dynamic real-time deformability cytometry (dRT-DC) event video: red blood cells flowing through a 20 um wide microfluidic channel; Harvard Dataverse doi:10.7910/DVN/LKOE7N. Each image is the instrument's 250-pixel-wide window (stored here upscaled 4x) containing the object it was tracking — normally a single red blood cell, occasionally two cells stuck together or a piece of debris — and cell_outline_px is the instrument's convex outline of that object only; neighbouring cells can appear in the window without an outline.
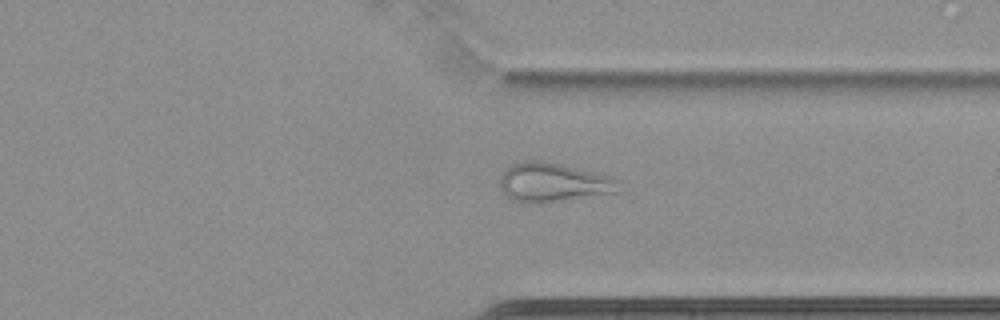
{"species": "common noctule bat (a hibernating species)", "species_latin": "Nyctalus noctula", "temperature_condition": "cold", "stored_images_in_passage": 62, "camera_frame_rate_fps": 3000, "um_per_image_px": 0.085, "animal": {"sex": "female", "body_mass_g": 22.7, "forearm_length_mm": 54.2}, "frame": {"image": 1, "passage_image": 49, "time_ms": 16.0, "image_size_px": [1000, 320], "cell_outline_px": [[616, 192], [544, 204], [528, 204], [508, 200], [500, 188], [500, 176], [508, 164], [528, 160], [540, 160], [564, 164], [612, 176], [616, 180]], "centroid_in_image_um": [46.92, 15.51], "position_along_channel_um": 364.5, "area_um2": 27.69}}
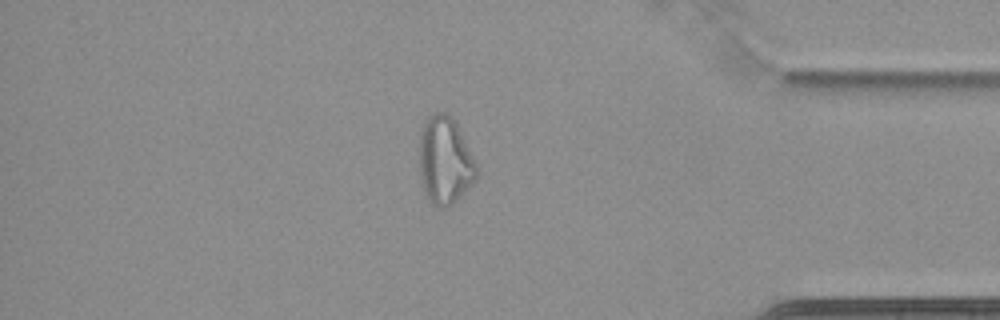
{"frame": {"image": 2, "passage_image": 54, "time_ms": 17.667, "image_size_px": [1000, 320], "cell_outline_px": [[476, 176], [472, 184], [452, 204], [444, 208], [436, 208], [432, 204], [424, 192], [420, 180], [420, 128], [424, 120], [428, 116], [436, 112], [444, 112], [452, 116], [476, 164]], "centroid_in_image_um": [37.77, 13.65], "position_along_channel_um": 397.4, "area_um2": 29.02}}